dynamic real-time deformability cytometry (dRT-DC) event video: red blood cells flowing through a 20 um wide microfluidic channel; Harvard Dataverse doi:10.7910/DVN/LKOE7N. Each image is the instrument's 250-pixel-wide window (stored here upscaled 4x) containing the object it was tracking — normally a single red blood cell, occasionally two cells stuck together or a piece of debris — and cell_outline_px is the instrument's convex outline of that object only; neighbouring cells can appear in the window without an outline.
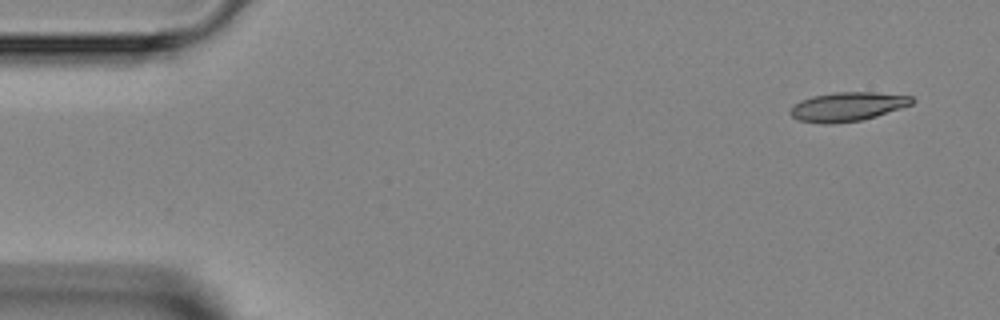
{"species": "Egyptian fruit bat (a non-hibernating species)", "species_latin": "Rousettus aegyptiacus", "temperature_condition": "room temperature", "stored_images_in_passage": 4, "camera_frame_rate_fps": 3000, "um_per_image_px": 0.085, "animal": {"sex": "female"}, "frame": {"image": 1, "passage_image": 1, "time_ms": 0.0, "image_size_px": [1000, 320], "cell_outline_px": [[916, 100], [912, 104], [876, 116], [860, 120], [832, 124], [824, 124], [800, 120], [792, 116], [788, 112], [792, 104], [800, 100], [812, 96], [836, 92], [876, 92], [912, 96]], "centroid_in_image_um": [72.01, 9.05], "position_along_channel_um": 13.0, "area_um2": 20.63}}
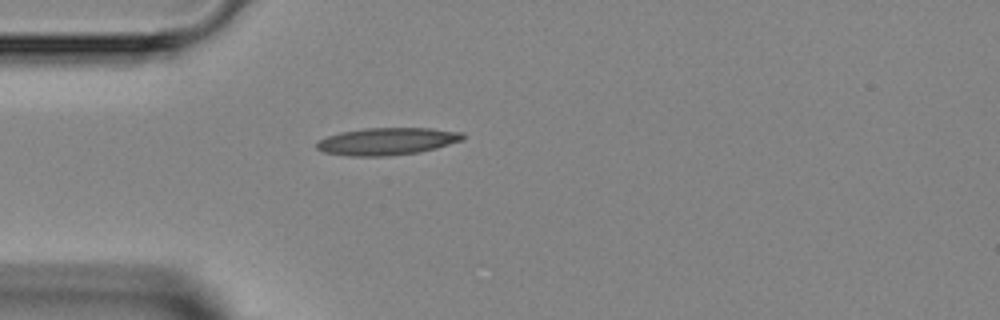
{"frame": {"image": 2, "passage_image": 4, "time_ms": 3.333, "image_size_px": [1000, 320], "cell_outline_px": [[464, 140], [436, 148], [420, 152], [388, 156], [348, 156], [324, 152], [316, 148], [316, 144], [320, 140], [328, 136], [340, 132], [364, 128], [428, 128], [464, 132]], "centroid_in_image_um": [32.93, 12.01], "position_along_channel_um": 52.1, "area_um2": 23.29}}